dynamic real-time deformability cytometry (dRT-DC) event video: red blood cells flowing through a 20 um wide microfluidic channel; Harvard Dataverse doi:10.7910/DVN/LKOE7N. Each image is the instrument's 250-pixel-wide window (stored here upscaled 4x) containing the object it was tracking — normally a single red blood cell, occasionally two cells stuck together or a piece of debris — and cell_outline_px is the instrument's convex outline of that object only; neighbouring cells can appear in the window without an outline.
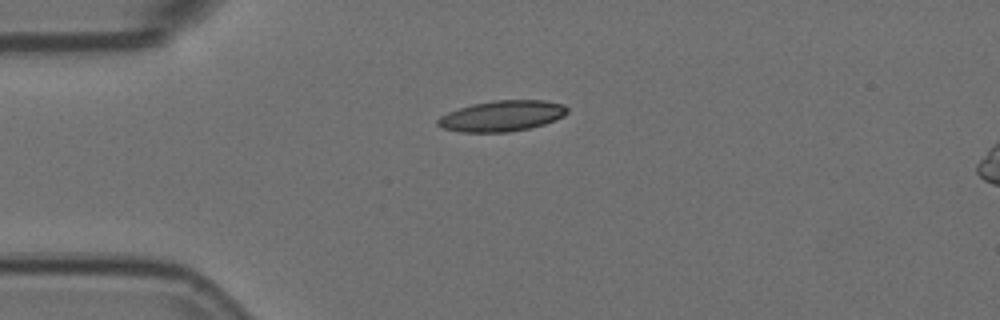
{"species": "Egyptian fruit bat (a non-hibernating species)", "species_latin": "Rousettus aegyptiacus", "temperature_condition": "room temperature", "stored_images_in_passage": 2, "camera_frame_rate_fps": 3000, "um_per_image_px": 0.085, "animal": {"sex": "female"}, "frame": {"image": 1, "passage_image": 1, "time_ms": 0.0, "image_size_px": [1000, 320], "cell_outline_px": [[568, 112], [564, 116], [556, 120], [544, 124], [528, 128], [508, 132], [460, 132], [444, 128], [436, 124], [436, 120], [440, 116], [448, 112], [472, 104], [492, 100], [544, 100], [564, 104], [568, 108]], "centroid_in_image_um": [42.68, 9.85], "position_along_channel_um": 42.3, "area_um2": 23.29}}